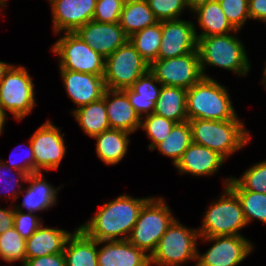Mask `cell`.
<instances>
[{
    "label": "cell",
    "instance_id": "6da1fadb",
    "mask_svg": "<svg viewBox=\"0 0 266 266\" xmlns=\"http://www.w3.org/2000/svg\"><path fill=\"white\" fill-rule=\"evenodd\" d=\"M150 198L122 194L104 203L92 218L78 227L98 242L127 240L142 207Z\"/></svg>",
    "mask_w": 266,
    "mask_h": 266
},
{
    "label": "cell",
    "instance_id": "7a4b0ae2",
    "mask_svg": "<svg viewBox=\"0 0 266 266\" xmlns=\"http://www.w3.org/2000/svg\"><path fill=\"white\" fill-rule=\"evenodd\" d=\"M200 69L203 77L212 78L206 74L207 66L220 67L232 71L237 76H247L250 71V61L243 42L236 35L223 34L215 36H196Z\"/></svg>",
    "mask_w": 266,
    "mask_h": 266
},
{
    "label": "cell",
    "instance_id": "3957f363",
    "mask_svg": "<svg viewBox=\"0 0 266 266\" xmlns=\"http://www.w3.org/2000/svg\"><path fill=\"white\" fill-rule=\"evenodd\" d=\"M188 121L192 130V142L212 149L225 160L251 141L250 131L240 119Z\"/></svg>",
    "mask_w": 266,
    "mask_h": 266
},
{
    "label": "cell",
    "instance_id": "277c9868",
    "mask_svg": "<svg viewBox=\"0 0 266 266\" xmlns=\"http://www.w3.org/2000/svg\"><path fill=\"white\" fill-rule=\"evenodd\" d=\"M228 92V89L214 78L202 77L190 89H187L188 120L239 119Z\"/></svg>",
    "mask_w": 266,
    "mask_h": 266
},
{
    "label": "cell",
    "instance_id": "5b68a950",
    "mask_svg": "<svg viewBox=\"0 0 266 266\" xmlns=\"http://www.w3.org/2000/svg\"><path fill=\"white\" fill-rule=\"evenodd\" d=\"M247 225L237 195L224 186L219 199L204 212L202 224L197 229L200 237L241 236V229Z\"/></svg>",
    "mask_w": 266,
    "mask_h": 266
},
{
    "label": "cell",
    "instance_id": "8992f818",
    "mask_svg": "<svg viewBox=\"0 0 266 266\" xmlns=\"http://www.w3.org/2000/svg\"><path fill=\"white\" fill-rule=\"evenodd\" d=\"M176 218L163 197H151L142 207L127 240L150 256Z\"/></svg>",
    "mask_w": 266,
    "mask_h": 266
},
{
    "label": "cell",
    "instance_id": "52a82bcc",
    "mask_svg": "<svg viewBox=\"0 0 266 266\" xmlns=\"http://www.w3.org/2000/svg\"><path fill=\"white\" fill-rule=\"evenodd\" d=\"M199 237L198 229L184 226L175 219L150 255V266H182L193 260L196 262Z\"/></svg>",
    "mask_w": 266,
    "mask_h": 266
},
{
    "label": "cell",
    "instance_id": "ba28073f",
    "mask_svg": "<svg viewBox=\"0 0 266 266\" xmlns=\"http://www.w3.org/2000/svg\"><path fill=\"white\" fill-rule=\"evenodd\" d=\"M25 66L11 65L0 82V103L3 110L20 121L36 106L35 85ZM8 111V112H7Z\"/></svg>",
    "mask_w": 266,
    "mask_h": 266
},
{
    "label": "cell",
    "instance_id": "9c48e42d",
    "mask_svg": "<svg viewBox=\"0 0 266 266\" xmlns=\"http://www.w3.org/2000/svg\"><path fill=\"white\" fill-rule=\"evenodd\" d=\"M51 51L59 56V69L104 75L105 58L87 45L75 32H64V36L52 45Z\"/></svg>",
    "mask_w": 266,
    "mask_h": 266
},
{
    "label": "cell",
    "instance_id": "30bf717a",
    "mask_svg": "<svg viewBox=\"0 0 266 266\" xmlns=\"http://www.w3.org/2000/svg\"><path fill=\"white\" fill-rule=\"evenodd\" d=\"M148 70L149 64L128 40L105 58L103 79L106 89L123 90L129 88Z\"/></svg>",
    "mask_w": 266,
    "mask_h": 266
},
{
    "label": "cell",
    "instance_id": "8fae6325",
    "mask_svg": "<svg viewBox=\"0 0 266 266\" xmlns=\"http://www.w3.org/2000/svg\"><path fill=\"white\" fill-rule=\"evenodd\" d=\"M150 72L163 86L190 89L202 77L198 51L169 59H157L149 65Z\"/></svg>",
    "mask_w": 266,
    "mask_h": 266
},
{
    "label": "cell",
    "instance_id": "7c38bea8",
    "mask_svg": "<svg viewBox=\"0 0 266 266\" xmlns=\"http://www.w3.org/2000/svg\"><path fill=\"white\" fill-rule=\"evenodd\" d=\"M213 246L200 254L197 248L195 266H238L254 249L251 240L243 235L199 237Z\"/></svg>",
    "mask_w": 266,
    "mask_h": 266
},
{
    "label": "cell",
    "instance_id": "4fadbf2b",
    "mask_svg": "<svg viewBox=\"0 0 266 266\" xmlns=\"http://www.w3.org/2000/svg\"><path fill=\"white\" fill-rule=\"evenodd\" d=\"M61 129L47 120L30 137L35 159V173L44 169L58 170L61 161L67 152Z\"/></svg>",
    "mask_w": 266,
    "mask_h": 266
},
{
    "label": "cell",
    "instance_id": "5bb4252c",
    "mask_svg": "<svg viewBox=\"0 0 266 266\" xmlns=\"http://www.w3.org/2000/svg\"><path fill=\"white\" fill-rule=\"evenodd\" d=\"M197 26L182 19L162 21L158 59H169L197 51Z\"/></svg>",
    "mask_w": 266,
    "mask_h": 266
},
{
    "label": "cell",
    "instance_id": "9a60e30c",
    "mask_svg": "<svg viewBox=\"0 0 266 266\" xmlns=\"http://www.w3.org/2000/svg\"><path fill=\"white\" fill-rule=\"evenodd\" d=\"M53 32H75L79 27L93 20L96 0H48Z\"/></svg>",
    "mask_w": 266,
    "mask_h": 266
},
{
    "label": "cell",
    "instance_id": "2e32d148",
    "mask_svg": "<svg viewBox=\"0 0 266 266\" xmlns=\"http://www.w3.org/2000/svg\"><path fill=\"white\" fill-rule=\"evenodd\" d=\"M75 33L104 58L129 40L119 23H102L91 20L79 27Z\"/></svg>",
    "mask_w": 266,
    "mask_h": 266
},
{
    "label": "cell",
    "instance_id": "e0dca14e",
    "mask_svg": "<svg viewBox=\"0 0 266 266\" xmlns=\"http://www.w3.org/2000/svg\"><path fill=\"white\" fill-rule=\"evenodd\" d=\"M65 92L73 101L75 109L101 99L106 90L103 76L67 69L59 70Z\"/></svg>",
    "mask_w": 266,
    "mask_h": 266
},
{
    "label": "cell",
    "instance_id": "ac0fdd59",
    "mask_svg": "<svg viewBox=\"0 0 266 266\" xmlns=\"http://www.w3.org/2000/svg\"><path fill=\"white\" fill-rule=\"evenodd\" d=\"M26 183H29L26 188L18 194L22 197L23 201L18 206H13L14 209L22 211L27 209L28 213H36L39 211H45L56 205L57 193L61 188H56L52 184L46 181L42 172H37L28 175Z\"/></svg>",
    "mask_w": 266,
    "mask_h": 266
},
{
    "label": "cell",
    "instance_id": "d6986e66",
    "mask_svg": "<svg viewBox=\"0 0 266 266\" xmlns=\"http://www.w3.org/2000/svg\"><path fill=\"white\" fill-rule=\"evenodd\" d=\"M99 245L98 266H150V256L128 240L101 241Z\"/></svg>",
    "mask_w": 266,
    "mask_h": 266
},
{
    "label": "cell",
    "instance_id": "ffe728a7",
    "mask_svg": "<svg viewBox=\"0 0 266 266\" xmlns=\"http://www.w3.org/2000/svg\"><path fill=\"white\" fill-rule=\"evenodd\" d=\"M226 160L217 152L192 142L174 166L182 174L211 176L216 174Z\"/></svg>",
    "mask_w": 266,
    "mask_h": 266
},
{
    "label": "cell",
    "instance_id": "44dd1931",
    "mask_svg": "<svg viewBox=\"0 0 266 266\" xmlns=\"http://www.w3.org/2000/svg\"><path fill=\"white\" fill-rule=\"evenodd\" d=\"M105 106L110 128L134 133L141 127V117L122 90H105Z\"/></svg>",
    "mask_w": 266,
    "mask_h": 266
},
{
    "label": "cell",
    "instance_id": "7402d4cb",
    "mask_svg": "<svg viewBox=\"0 0 266 266\" xmlns=\"http://www.w3.org/2000/svg\"><path fill=\"white\" fill-rule=\"evenodd\" d=\"M161 88L162 84L148 70L129 88L122 91L128 96L130 104L142 118L154 112Z\"/></svg>",
    "mask_w": 266,
    "mask_h": 266
},
{
    "label": "cell",
    "instance_id": "603a6c76",
    "mask_svg": "<svg viewBox=\"0 0 266 266\" xmlns=\"http://www.w3.org/2000/svg\"><path fill=\"white\" fill-rule=\"evenodd\" d=\"M72 233L65 229L50 228L41 225L26 240V259L43 257L55 253H63L68 237Z\"/></svg>",
    "mask_w": 266,
    "mask_h": 266
},
{
    "label": "cell",
    "instance_id": "cb8c5ba5",
    "mask_svg": "<svg viewBox=\"0 0 266 266\" xmlns=\"http://www.w3.org/2000/svg\"><path fill=\"white\" fill-rule=\"evenodd\" d=\"M99 242L86 235L79 227L68 237L64 247L66 266H98Z\"/></svg>",
    "mask_w": 266,
    "mask_h": 266
},
{
    "label": "cell",
    "instance_id": "d4e9b609",
    "mask_svg": "<svg viewBox=\"0 0 266 266\" xmlns=\"http://www.w3.org/2000/svg\"><path fill=\"white\" fill-rule=\"evenodd\" d=\"M130 134L132 133L110 128L93 137L96 140L97 157L106 165L120 163L127 154Z\"/></svg>",
    "mask_w": 266,
    "mask_h": 266
},
{
    "label": "cell",
    "instance_id": "484cf974",
    "mask_svg": "<svg viewBox=\"0 0 266 266\" xmlns=\"http://www.w3.org/2000/svg\"><path fill=\"white\" fill-rule=\"evenodd\" d=\"M192 13H194L193 18H197L198 27L202 28L201 33L195 32L196 36H215L239 32L226 18L218 0L199 6Z\"/></svg>",
    "mask_w": 266,
    "mask_h": 266
},
{
    "label": "cell",
    "instance_id": "4316f807",
    "mask_svg": "<svg viewBox=\"0 0 266 266\" xmlns=\"http://www.w3.org/2000/svg\"><path fill=\"white\" fill-rule=\"evenodd\" d=\"M71 114L84 134L93 138L105 130L110 129V124L105 106V92L101 99L91 102L78 109H72Z\"/></svg>",
    "mask_w": 266,
    "mask_h": 266
},
{
    "label": "cell",
    "instance_id": "83f0119b",
    "mask_svg": "<svg viewBox=\"0 0 266 266\" xmlns=\"http://www.w3.org/2000/svg\"><path fill=\"white\" fill-rule=\"evenodd\" d=\"M186 100V89L162 85L153 113L176 123L188 121Z\"/></svg>",
    "mask_w": 266,
    "mask_h": 266
},
{
    "label": "cell",
    "instance_id": "f1b7e54d",
    "mask_svg": "<svg viewBox=\"0 0 266 266\" xmlns=\"http://www.w3.org/2000/svg\"><path fill=\"white\" fill-rule=\"evenodd\" d=\"M157 22L147 0H137L123 5L118 23L126 35L131 37L134 33Z\"/></svg>",
    "mask_w": 266,
    "mask_h": 266
},
{
    "label": "cell",
    "instance_id": "f546056e",
    "mask_svg": "<svg viewBox=\"0 0 266 266\" xmlns=\"http://www.w3.org/2000/svg\"><path fill=\"white\" fill-rule=\"evenodd\" d=\"M192 143V130L189 121L176 123L170 134L158 143L153 150L172 159L173 166L181 159L183 153Z\"/></svg>",
    "mask_w": 266,
    "mask_h": 266
},
{
    "label": "cell",
    "instance_id": "4dcf8cb0",
    "mask_svg": "<svg viewBox=\"0 0 266 266\" xmlns=\"http://www.w3.org/2000/svg\"><path fill=\"white\" fill-rule=\"evenodd\" d=\"M162 37V22L148 26L129 37L141 57L150 65L158 59Z\"/></svg>",
    "mask_w": 266,
    "mask_h": 266
},
{
    "label": "cell",
    "instance_id": "1f68e13d",
    "mask_svg": "<svg viewBox=\"0 0 266 266\" xmlns=\"http://www.w3.org/2000/svg\"><path fill=\"white\" fill-rule=\"evenodd\" d=\"M222 180L231 190H249L266 194V160L252 165L239 178L230 176Z\"/></svg>",
    "mask_w": 266,
    "mask_h": 266
},
{
    "label": "cell",
    "instance_id": "d6a6232c",
    "mask_svg": "<svg viewBox=\"0 0 266 266\" xmlns=\"http://www.w3.org/2000/svg\"><path fill=\"white\" fill-rule=\"evenodd\" d=\"M232 191L240 201L248 225L253 220H258L266 224V194L249 190Z\"/></svg>",
    "mask_w": 266,
    "mask_h": 266
},
{
    "label": "cell",
    "instance_id": "836d02e7",
    "mask_svg": "<svg viewBox=\"0 0 266 266\" xmlns=\"http://www.w3.org/2000/svg\"><path fill=\"white\" fill-rule=\"evenodd\" d=\"M0 259L8 263L21 261V266L26 262V240L14 227L0 234Z\"/></svg>",
    "mask_w": 266,
    "mask_h": 266
},
{
    "label": "cell",
    "instance_id": "e575fe53",
    "mask_svg": "<svg viewBox=\"0 0 266 266\" xmlns=\"http://www.w3.org/2000/svg\"><path fill=\"white\" fill-rule=\"evenodd\" d=\"M176 122L159 116L155 113L143 116L141 119V129L145 130L146 135L151 140L148 149H152L168 136Z\"/></svg>",
    "mask_w": 266,
    "mask_h": 266
},
{
    "label": "cell",
    "instance_id": "d590c367",
    "mask_svg": "<svg viewBox=\"0 0 266 266\" xmlns=\"http://www.w3.org/2000/svg\"><path fill=\"white\" fill-rule=\"evenodd\" d=\"M158 22L180 19L188 9L186 0H147Z\"/></svg>",
    "mask_w": 266,
    "mask_h": 266
},
{
    "label": "cell",
    "instance_id": "8d00e7d4",
    "mask_svg": "<svg viewBox=\"0 0 266 266\" xmlns=\"http://www.w3.org/2000/svg\"><path fill=\"white\" fill-rule=\"evenodd\" d=\"M2 160L3 159H0V187H3L2 190H5V192L3 191L4 192L3 196H5L4 197L5 199L9 200V198H12L13 201H16L19 198L18 194L23 190V186L21 182L25 183L28 175L23 171L16 170L15 172L14 169L5 165L2 162ZM8 173L9 175L11 174V176L13 173V179L8 175ZM0 194L2 193L0 192Z\"/></svg>",
    "mask_w": 266,
    "mask_h": 266
},
{
    "label": "cell",
    "instance_id": "74e56055",
    "mask_svg": "<svg viewBox=\"0 0 266 266\" xmlns=\"http://www.w3.org/2000/svg\"><path fill=\"white\" fill-rule=\"evenodd\" d=\"M218 2L230 24L241 31L242 26L250 20L248 0H218Z\"/></svg>",
    "mask_w": 266,
    "mask_h": 266
},
{
    "label": "cell",
    "instance_id": "f35d334b",
    "mask_svg": "<svg viewBox=\"0 0 266 266\" xmlns=\"http://www.w3.org/2000/svg\"><path fill=\"white\" fill-rule=\"evenodd\" d=\"M123 5L121 0H96L93 20L102 23H118Z\"/></svg>",
    "mask_w": 266,
    "mask_h": 266
},
{
    "label": "cell",
    "instance_id": "ab89813d",
    "mask_svg": "<svg viewBox=\"0 0 266 266\" xmlns=\"http://www.w3.org/2000/svg\"><path fill=\"white\" fill-rule=\"evenodd\" d=\"M42 224L37 214L14 209V228L23 239L30 238Z\"/></svg>",
    "mask_w": 266,
    "mask_h": 266
},
{
    "label": "cell",
    "instance_id": "60d3db41",
    "mask_svg": "<svg viewBox=\"0 0 266 266\" xmlns=\"http://www.w3.org/2000/svg\"><path fill=\"white\" fill-rule=\"evenodd\" d=\"M26 145H27L26 150L22 151V153L25 152L23 158L19 157L20 154L19 155L17 154V152H19L18 148H20V144H19L18 146H16L17 150L16 148H15V151L14 149L12 150V153L10 154V162L9 163L6 161H2V162L8 167L14 169L15 171L16 170L23 171L27 175H30V174L35 173V159H34V153H33L30 139H29V143Z\"/></svg>",
    "mask_w": 266,
    "mask_h": 266
},
{
    "label": "cell",
    "instance_id": "b9f144b4",
    "mask_svg": "<svg viewBox=\"0 0 266 266\" xmlns=\"http://www.w3.org/2000/svg\"><path fill=\"white\" fill-rule=\"evenodd\" d=\"M23 266H66L63 253H55L43 257L26 259Z\"/></svg>",
    "mask_w": 266,
    "mask_h": 266
},
{
    "label": "cell",
    "instance_id": "7bdbcfd3",
    "mask_svg": "<svg viewBox=\"0 0 266 266\" xmlns=\"http://www.w3.org/2000/svg\"><path fill=\"white\" fill-rule=\"evenodd\" d=\"M250 20L263 22L266 19V0H248Z\"/></svg>",
    "mask_w": 266,
    "mask_h": 266
},
{
    "label": "cell",
    "instance_id": "ee69618b",
    "mask_svg": "<svg viewBox=\"0 0 266 266\" xmlns=\"http://www.w3.org/2000/svg\"><path fill=\"white\" fill-rule=\"evenodd\" d=\"M11 207L13 205L5 209L0 208V234L14 227V208Z\"/></svg>",
    "mask_w": 266,
    "mask_h": 266
},
{
    "label": "cell",
    "instance_id": "f6af8a7d",
    "mask_svg": "<svg viewBox=\"0 0 266 266\" xmlns=\"http://www.w3.org/2000/svg\"><path fill=\"white\" fill-rule=\"evenodd\" d=\"M214 0H186L189 11L193 12L196 8Z\"/></svg>",
    "mask_w": 266,
    "mask_h": 266
},
{
    "label": "cell",
    "instance_id": "bcb514c9",
    "mask_svg": "<svg viewBox=\"0 0 266 266\" xmlns=\"http://www.w3.org/2000/svg\"><path fill=\"white\" fill-rule=\"evenodd\" d=\"M8 115L7 113L3 110V107L1 106L0 103V135L3 134V130H4V126L6 124V119H7Z\"/></svg>",
    "mask_w": 266,
    "mask_h": 266
},
{
    "label": "cell",
    "instance_id": "7dc6e473",
    "mask_svg": "<svg viewBox=\"0 0 266 266\" xmlns=\"http://www.w3.org/2000/svg\"><path fill=\"white\" fill-rule=\"evenodd\" d=\"M12 64L4 62V61H0V82L4 77L5 72L9 69V67Z\"/></svg>",
    "mask_w": 266,
    "mask_h": 266
},
{
    "label": "cell",
    "instance_id": "c3c4849f",
    "mask_svg": "<svg viewBox=\"0 0 266 266\" xmlns=\"http://www.w3.org/2000/svg\"><path fill=\"white\" fill-rule=\"evenodd\" d=\"M264 66H265V68L263 69V78H261L262 79L261 83L263 84L264 88L266 89V64Z\"/></svg>",
    "mask_w": 266,
    "mask_h": 266
},
{
    "label": "cell",
    "instance_id": "681fc988",
    "mask_svg": "<svg viewBox=\"0 0 266 266\" xmlns=\"http://www.w3.org/2000/svg\"><path fill=\"white\" fill-rule=\"evenodd\" d=\"M7 5V0H0V6H6Z\"/></svg>",
    "mask_w": 266,
    "mask_h": 266
},
{
    "label": "cell",
    "instance_id": "f907efd6",
    "mask_svg": "<svg viewBox=\"0 0 266 266\" xmlns=\"http://www.w3.org/2000/svg\"><path fill=\"white\" fill-rule=\"evenodd\" d=\"M121 1L125 4V3H129V2L137 1V0H121Z\"/></svg>",
    "mask_w": 266,
    "mask_h": 266
}]
</instances>
